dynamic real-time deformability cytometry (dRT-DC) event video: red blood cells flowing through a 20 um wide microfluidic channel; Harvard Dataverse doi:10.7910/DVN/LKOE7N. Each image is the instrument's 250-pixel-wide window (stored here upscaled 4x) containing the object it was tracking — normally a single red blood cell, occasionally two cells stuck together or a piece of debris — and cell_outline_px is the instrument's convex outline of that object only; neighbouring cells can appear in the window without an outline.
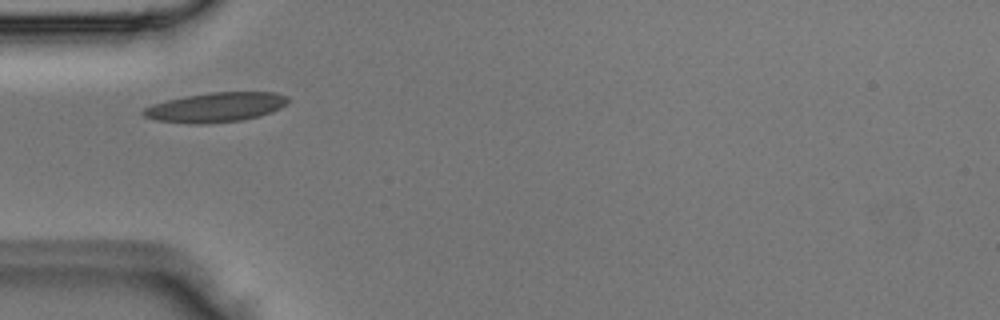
{"species": "Egyptian fruit bat (a non-hibernating species)", "species_latin": "Rousettus aegyptiacus", "temperature_condition": "room temperature", "stored_images_in_passage": 2, "camera_frame_rate_fps": 3000, "um_per_image_px": 0.085, "animal": {"sex": "male"}, "frame": {"image": 1, "passage_image": 1, "time_ms": 0.0, "image_size_px": [1000, 320], "cell_outline_px": [[288, 100], [280, 108], [272, 112], [260, 116], [240, 120], [208, 124], [192, 124], [156, 120], [144, 116], [140, 112], [144, 108], [152, 104], [184, 96], [212, 92], [276, 92], [288, 96]], "centroid_in_image_um": [18.32, 9.12], "position_along_channel_um": 66.7, "area_um2": 24.97}}